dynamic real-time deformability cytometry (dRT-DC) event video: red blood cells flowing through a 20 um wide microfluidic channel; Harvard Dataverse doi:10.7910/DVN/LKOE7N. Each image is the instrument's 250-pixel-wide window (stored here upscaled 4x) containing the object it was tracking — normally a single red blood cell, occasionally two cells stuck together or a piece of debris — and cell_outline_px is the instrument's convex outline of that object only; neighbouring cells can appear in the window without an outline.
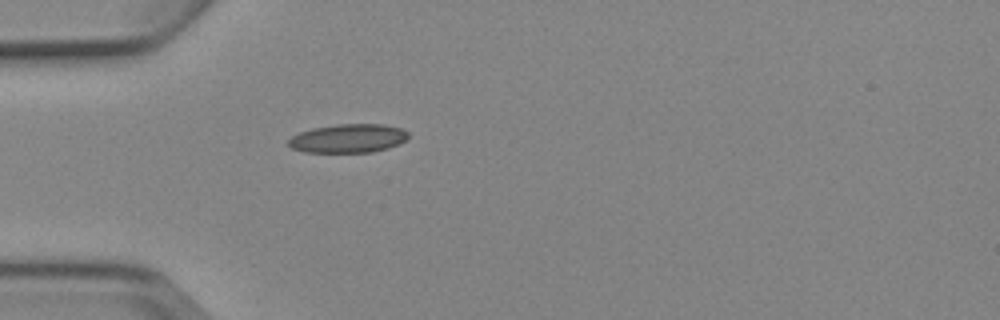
{"species": "Egyptian fruit bat (a non-hibernating species)", "species_latin": "Rousettus aegyptiacus", "temperature_condition": "cold", "stored_images_in_passage": 4, "camera_frame_rate_fps": 3000, "um_per_image_px": 0.085, "animal": {"sex": "female"}, "frame": {"image": 1, "passage_image": 4, "time_ms": 4.333, "image_size_px": [1000, 320], "cell_outline_px": [[408, 136], [400, 144], [388, 148], [372, 152], [304, 152], [292, 148], [288, 144], [288, 140], [292, 136], [300, 132], [312, 128], [336, 124], [384, 124], [400, 128], [408, 132]], "centroid_in_image_um": [29.59, 11.76], "position_along_channel_um": 55.4, "area_um2": 20.06}}